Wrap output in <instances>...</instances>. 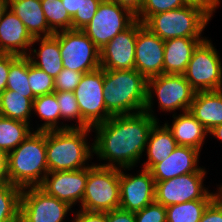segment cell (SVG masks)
<instances>
[{
  "instance_id": "cell-1",
  "label": "cell",
  "mask_w": 222,
  "mask_h": 222,
  "mask_svg": "<svg viewBox=\"0 0 222 222\" xmlns=\"http://www.w3.org/2000/svg\"><path fill=\"white\" fill-rule=\"evenodd\" d=\"M157 122L146 111L132 112L131 114L115 115L105 122L97 124L96 141L92 152L102 159H109L112 163L100 166L131 168L142 156L150 131Z\"/></svg>"
},
{
  "instance_id": "cell-2",
  "label": "cell",
  "mask_w": 222,
  "mask_h": 222,
  "mask_svg": "<svg viewBox=\"0 0 222 222\" xmlns=\"http://www.w3.org/2000/svg\"><path fill=\"white\" fill-rule=\"evenodd\" d=\"M6 178L11 184L27 189L38 187L49 173L46 154V131L31 133L5 156ZM44 171V172H43ZM44 173L40 178L41 173Z\"/></svg>"
},
{
  "instance_id": "cell-3",
  "label": "cell",
  "mask_w": 222,
  "mask_h": 222,
  "mask_svg": "<svg viewBox=\"0 0 222 222\" xmlns=\"http://www.w3.org/2000/svg\"><path fill=\"white\" fill-rule=\"evenodd\" d=\"M103 94L106 110L112 116L144 111L147 79L135 69L104 70Z\"/></svg>"
},
{
  "instance_id": "cell-4",
  "label": "cell",
  "mask_w": 222,
  "mask_h": 222,
  "mask_svg": "<svg viewBox=\"0 0 222 222\" xmlns=\"http://www.w3.org/2000/svg\"><path fill=\"white\" fill-rule=\"evenodd\" d=\"M91 128L46 131L48 172L79 170L91 156L85 136Z\"/></svg>"
},
{
  "instance_id": "cell-5",
  "label": "cell",
  "mask_w": 222,
  "mask_h": 222,
  "mask_svg": "<svg viewBox=\"0 0 222 222\" xmlns=\"http://www.w3.org/2000/svg\"><path fill=\"white\" fill-rule=\"evenodd\" d=\"M210 18L204 10L185 5L151 15L143 25L164 41L175 38H200Z\"/></svg>"
},
{
  "instance_id": "cell-6",
  "label": "cell",
  "mask_w": 222,
  "mask_h": 222,
  "mask_svg": "<svg viewBox=\"0 0 222 222\" xmlns=\"http://www.w3.org/2000/svg\"><path fill=\"white\" fill-rule=\"evenodd\" d=\"M120 169L100 165L88 166V178L82 210L108 212L120 206Z\"/></svg>"
},
{
  "instance_id": "cell-7",
  "label": "cell",
  "mask_w": 222,
  "mask_h": 222,
  "mask_svg": "<svg viewBox=\"0 0 222 222\" xmlns=\"http://www.w3.org/2000/svg\"><path fill=\"white\" fill-rule=\"evenodd\" d=\"M53 36L59 41L63 68L83 74L101 68L100 50L82 30L58 31Z\"/></svg>"
},
{
  "instance_id": "cell-8",
  "label": "cell",
  "mask_w": 222,
  "mask_h": 222,
  "mask_svg": "<svg viewBox=\"0 0 222 222\" xmlns=\"http://www.w3.org/2000/svg\"><path fill=\"white\" fill-rule=\"evenodd\" d=\"M184 76L195 92L222 90L221 61L210 41L194 49Z\"/></svg>"
},
{
  "instance_id": "cell-9",
  "label": "cell",
  "mask_w": 222,
  "mask_h": 222,
  "mask_svg": "<svg viewBox=\"0 0 222 222\" xmlns=\"http://www.w3.org/2000/svg\"><path fill=\"white\" fill-rule=\"evenodd\" d=\"M103 84L104 69L99 68L83 74L75 88L74 94L81 114V128H92L112 117L105 107Z\"/></svg>"
},
{
  "instance_id": "cell-10",
  "label": "cell",
  "mask_w": 222,
  "mask_h": 222,
  "mask_svg": "<svg viewBox=\"0 0 222 222\" xmlns=\"http://www.w3.org/2000/svg\"><path fill=\"white\" fill-rule=\"evenodd\" d=\"M152 87L157 94L162 110L175 111L182 108L184 112L189 111L195 91L184 74H161L147 79V100L144 111L155 118L150 112L153 98Z\"/></svg>"
},
{
  "instance_id": "cell-11",
  "label": "cell",
  "mask_w": 222,
  "mask_h": 222,
  "mask_svg": "<svg viewBox=\"0 0 222 222\" xmlns=\"http://www.w3.org/2000/svg\"><path fill=\"white\" fill-rule=\"evenodd\" d=\"M135 20L136 16L129 9L109 0H102L96 14L82 31L101 50Z\"/></svg>"
},
{
  "instance_id": "cell-12",
  "label": "cell",
  "mask_w": 222,
  "mask_h": 222,
  "mask_svg": "<svg viewBox=\"0 0 222 222\" xmlns=\"http://www.w3.org/2000/svg\"><path fill=\"white\" fill-rule=\"evenodd\" d=\"M204 169L156 182L155 201L168 207L191 200H214L219 194L209 193L202 187Z\"/></svg>"
},
{
  "instance_id": "cell-13",
  "label": "cell",
  "mask_w": 222,
  "mask_h": 222,
  "mask_svg": "<svg viewBox=\"0 0 222 222\" xmlns=\"http://www.w3.org/2000/svg\"><path fill=\"white\" fill-rule=\"evenodd\" d=\"M71 208L38 187L21 191L19 222H63Z\"/></svg>"
},
{
  "instance_id": "cell-14",
  "label": "cell",
  "mask_w": 222,
  "mask_h": 222,
  "mask_svg": "<svg viewBox=\"0 0 222 222\" xmlns=\"http://www.w3.org/2000/svg\"><path fill=\"white\" fill-rule=\"evenodd\" d=\"M138 32L136 19L100 50V64L104 70L135 69V48Z\"/></svg>"
},
{
  "instance_id": "cell-15",
  "label": "cell",
  "mask_w": 222,
  "mask_h": 222,
  "mask_svg": "<svg viewBox=\"0 0 222 222\" xmlns=\"http://www.w3.org/2000/svg\"><path fill=\"white\" fill-rule=\"evenodd\" d=\"M164 40L138 20L135 48V70L146 79L163 74Z\"/></svg>"
},
{
  "instance_id": "cell-16",
  "label": "cell",
  "mask_w": 222,
  "mask_h": 222,
  "mask_svg": "<svg viewBox=\"0 0 222 222\" xmlns=\"http://www.w3.org/2000/svg\"><path fill=\"white\" fill-rule=\"evenodd\" d=\"M120 206L136 212L155 201L156 182L150 170L144 169L137 176L125 175L120 169Z\"/></svg>"
},
{
  "instance_id": "cell-17",
  "label": "cell",
  "mask_w": 222,
  "mask_h": 222,
  "mask_svg": "<svg viewBox=\"0 0 222 222\" xmlns=\"http://www.w3.org/2000/svg\"><path fill=\"white\" fill-rule=\"evenodd\" d=\"M49 175H52L51 179ZM87 178L88 166L79 170L49 172L39 187L72 206L77 200L82 203Z\"/></svg>"
},
{
  "instance_id": "cell-18",
  "label": "cell",
  "mask_w": 222,
  "mask_h": 222,
  "mask_svg": "<svg viewBox=\"0 0 222 222\" xmlns=\"http://www.w3.org/2000/svg\"><path fill=\"white\" fill-rule=\"evenodd\" d=\"M6 12L0 19V54L27 56L26 47L34 43V38L11 10Z\"/></svg>"
},
{
  "instance_id": "cell-19",
  "label": "cell",
  "mask_w": 222,
  "mask_h": 222,
  "mask_svg": "<svg viewBox=\"0 0 222 222\" xmlns=\"http://www.w3.org/2000/svg\"><path fill=\"white\" fill-rule=\"evenodd\" d=\"M199 151L188 146H178L166 160L157 163L150 170L155 182L200 170L197 166Z\"/></svg>"
},
{
  "instance_id": "cell-20",
  "label": "cell",
  "mask_w": 222,
  "mask_h": 222,
  "mask_svg": "<svg viewBox=\"0 0 222 222\" xmlns=\"http://www.w3.org/2000/svg\"><path fill=\"white\" fill-rule=\"evenodd\" d=\"M204 38H175L164 41L163 74H184L194 49Z\"/></svg>"
},
{
  "instance_id": "cell-21",
  "label": "cell",
  "mask_w": 222,
  "mask_h": 222,
  "mask_svg": "<svg viewBox=\"0 0 222 222\" xmlns=\"http://www.w3.org/2000/svg\"><path fill=\"white\" fill-rule=\"evenodd\" d=\"M10 4V5H9ZM23 22L33 38L49 37L54 32L49 28L41 6V0H8V7Z\"/></svg>"
},
{
  "instance_id": "cell-22",
  "label": "cell",
  "mask_w": 222,
  "mask_h": 222,
  "mask_svg": "<svg viewBox=\"0 0 222 222\" xmlns=\"http://www.w3.org/2000/svg\"><path fill=\"white\" fill-rule=\"evenodd\" d=\"M189 111L208 131L222 124V90L195 92Z\"/></svg>"
},
{
  "instance_id": "cell-23",
  "label": "cell",
  "mask_w": 222,
  "mask_h": 222,
  "mask_svg": "<svg viewBox=\"0 0 222 222\" xmlns=\"http://www.w3.org/2000/svg\"><path fill=\"white\" fill-rule=\"evenodd\" d=\"M174 117L171 130L178 146H188L200 150L203 139L209 131L192 115L190 111Z\"/></svg>"
},
{
  "instance_id": "cell-24",
  "label": "cell",
  "mask_w": 222,
  "mask_h": 222,
  "mask_svg": "<svg viewBox=\"0 0 222 222\" xmlns=\"http://www.w3.org/2000/svg\"><path fill=\"white\" fill-rule=\"evenodd\" d=\"M158 122L152 127L147 143L148 161L144 169L151 170L157 163L166 160L169 155L178 147L171 130L167 124L159 127Z\"/></svg>"
},
{
  "instance_id": "cell-25",
  "label": "cell",
  "mask_w": 222,
  "mask_h": 222,
  "mask_svg": "<svg viewBox=\"0 0 222 222\" xmlns=\"http://www.w3.org/2000/svg\"><path fill=\"white\" fill-rule=\"evenodd\" d=\"M40 39L41 46L39 52L37 53L36 49H34L33 52L37 54V57H39L41 61H36L34 58L32 59L30 55L27 56L29 57L31 64L43 70L53 79H55L63 70V61L61 58L59 41L52 35L42 38L35 37L34 42L40 41Z\"/></svg>"
},
{
  "instance_id": "cell-26",
  "label": "cell",
  "mask_w": 222,
  "mask_h": 222,
  "mask_svg": "<svg viewBox=\"0 0 222 222\" xmlns=\"http://www.w3.org/2000/svg\"><path fill=\"white\" fill-rule=\"evenodd\" d=\"M29 123L0 115V152L7 155L30 134Z\"/></svg>"
},
{
  "instance_id": "cell-27",
  "label": "cell",
  "mask_w": 222,
  "mask_h": 222,
  "mask_svg": "<svg viewBox=\"0 0 222 222\" xmlns=\"http://www.w3.org/2000/svg\"><path fill=\"white\" fill-rule=\"evenodd\" d=\"M34 99L26 98V94L6 89L0 94V115L29 123Z\"/></svg>"
},
{
  "instance_id": "cell-28",
  "label": "cell",
  "mask_w": 222,
  "mask_h": 222,
  "mask_svg": "<svg viewBox=\"0 0 222 222\" xmlns=\"http://www.w3.org/2000/svg\"><path fill=\"white\" fill-rule=\"evenodd\" d=\"M32 109H35L37 114L43 120H46L45 123L37 129V131L65 130L73 128L66 125L60 128L56 126L57 120L61 118V116H60V107L54 92L36 97L33 100Z\"/></svg>"
},
{
  "instance_id": "cell-29",
  "label": "cell",
  "mask_w": 222,
  "mask_h": 222,
  "mask_svg": "<svg viewBox=\"0 0 222 222\" xmlns=\"http://www.w3.org/2000/svg\"><path fill=\"white\" fill-rule=\"evenodd\" d=\"M22 189L10 182H0V222H19Z\"/></svg>"
},
{
  "instance_id": "cell-30",
  "label": "cell",
  "mask_w": 222,
  "mask_h": 222,
  "mask_svg": "<svg viewBox=\"0 0 222 222\" xmlns=\"http://www.w3.org/2000/svg\"><path fill=\"white\" fill-rule=\"evenodd\" d=\"M213 200H191L166 207V222H199Z\"/></svg>"
},
{
  "instance_id": "cell-31",
  "label": "cell",
  "mask_w": 222,
  "mask_h": 222,
  "mask_svg": "<svg viewBox=\"0 0 222 222\" xmlns=\"http://www.w3.org/2000/svg\"><path fill=\"white\" fill-rule=\"evenodd\" d=\"M6 89L26 94V98H36L29 86L28 56H18L10 64Z\"/></svg>"
},
{
  "instance_id": "cell-32",
  "label": "cell",
  "mask_w": 222,
  "mask_h": 222,
  "mask_svg": "<svg viewBox=\"0 0 222 222\" xmlns=\"http://www.w3.org/2000/svg\"><path fill=\"white\" fill-rule=\"evenodd\" d=\"M42 10L49 28L54 32L72 29V17L64 8L62 0H41ZM58 26V27H57Z\"/></svg>"
},
{
  "instance_id": "cell-33",
  "label": "cell",
  "mask_w": 222,
  "mask_h": 222,
  "mask_svg": "<svg viewBox=\"0 0 222 222\" xmlns=\"http://www.w3.org/2000/svg\"><path fill=\"white\" fill-rule=\"evenodd\" d=\"M29 86L35 97L54 92V79L43 70L30 63L28 57Z\"/></svg>"
},
{
  "instance_id": "cell-34",
  "label": "cell",
  "mask_w": 222,
  "mask_h": 222,
  "mask_svg": "<svg viewBox=\"0 0 222 222\" xmlns=\"http://www.w3.org/2000/svg\"><path fill=\"white\" fill-rule=\"evenodd\" d=\"M184 6L185 3L183 0H143L141 10L135 16L137 20L144 23L151 15L182 8ZM139 16H141L142 19H140Z\"/></svg>"
},
{
  "instance_id": "cell-35",
  "label": "cell",
  "mask_w": 222,
  "mask_h": 222,
  "mask_svg": "<svg viewBox=\"0 0 222 222\" xmlns=\"http://www.w3.org/2000/svg\"><path fill=\"white\" fill-rule=\"evenodd\" d=\"M57 98V102L60 107V116L61 118L67 119H78L79 124L77 127L81 128V114L77 99L74 92H54Z\"/></svg>"
},
{
  "instance_id": "cell-36",
  "label": "cell",
  "mask_w": 222,
  "mask_h": 222,
  "mask_svg": "<svg viewBox=\"0 0 222 222\" xmlns=\"http://www.w3.org/2000/svg\"><path fill=\"white\" fill-rule=\"evenodd\" d=\"M102 0H80L79 10L72 17V29L82 30L85 28L94 15Z\"/></svg>"
},
{
  "instance_id": "cell-37",
  "label": "cell",
  "mask_w": 222,
  "mask_h": 222,
  "mask_svg": "<svg viewBox=\"0 0 222 222\" xmlns=\"http://www.w3.org/2000/svg\"><path fill=\"white\" fill-rule=\"evenodd\" d=\"M83 73L63 68L54 79V92H74Z\"/></svg>"
},
{
  "instance_id": "cell-38",
  "label": "cell",
  "mask_w": 222,
  "mask_h": 222,
  "mask_svg": "<svg viewBox=\"0 0 222 222\" xmlns=\"http://www.w3.org/2000/svg\"><path fill=\"white\" fill-rule=\"evenodd\" d=\"M134 214L136 222H166V207L156 201Z\"/></svg>"
},
{
  "instance_id": "cell-39",
  "label": "cell",
  "mask_w": 222,
  "mask_h": 222,
  "mask_svg": "<svg viewBox=\"0 0 222 222\" xmlns=\"http://www.w3.org/2000/svg\"><path fill=\"white\" fill-rule=\"evenodd\" d=\"M199 222H222V196L220 194L207 206Z\"/></svg>"
},
{
  "instance_id": "cell-40",
  "label": "cell",
  "mask_w": 222,
  "mask_h": 222,
  "mask_svg": "<svg viewBox=\"0 0 222 222\" xmlns=\"http://www.w3.org/2000/svg\"><path fill=\"white\" fill-rule=\"evenodd\" d=\"M17 57L14 54H0V94L6 90L10 64Z\"/></svg>"
},
{
  "instance_id": "cell-41",
  "label": "cell",
  "mask_w": 222,
  "mask_h": 222,
  "mask_svg": "<svg viewBox=\"0 0 222 222\" xmlns=\"http://www.w3.org/2000/svg\"><path fill=\"white\" fill-rule=\"evenodd\" d=\"M106 216L107 222H136L134 212L121 208L106 212Z\"/></svg>"
},
{
  "instance_id": "cell-42",
  "label": "cell",
  "mask_w": 222,
  "mask_h": 222,
  "mask_svg": "<svg viewBox=\"0 0 222 222\" xmlns=\"http://www.w3.org/2000/svg\"><path fill=\"white\" fill-rule=\"evenodd\" d=\"M76 215L74 222H107L106 212H89L81 209Z\"/></svg>"
},
{
  "instance_id": "cell-43",
  "label": "cell",
  "mask_w": 222,
  "mask_h": 222,
  "mask_svg": "<svg viewBox=\"0 0 222 222\" xmlns=\"http://www.w3.org/2000/svg\"><path fill=\"white\" fill-rule=\"evenodd\" d=\"M220 0H183L185 5H191L204 10L210 17Z\"/></svg>"
},
{
  "instance_id": "cell-44",
  "label": "cell",
  "mask_w": 222,
  "mask_h": 222,
  "mask_svg": "<svg viewBox=\"0 0 222 222\" xmlns=\"http://www.w3.org/2000/svg\"><path fill=\"white\" fill-rule=\"evenodd\" d=\"M120 6L129 9L134 15H136L142 7L143 0H109Z\"/></svg>"
},
{
  "instance_id": "cell-45",
  "label": "cell",
  "mask_w": 222,
  "mask_h": 222,
  "mask_svg": "<svg viewBox=\"0 0 222 222\" xmlns=\"http://www.w3.org/2000/svg\"><path fill=\"white\" fill-rule=\"evenodd\" d=\"M62 3L71 17H73L79 10L80 0H62Z\"/></svg>"
},
{
  "instance_id": "cell-46",
  "label": "cell",
  "mask_w": 222,
  "mask_h": 222,
  "mask_svg": "<svg viewBox=\"0 0 222 222\" xmlns=\"http://www.w3.org/2000/svg\"><path fill=\"white\" fill-rule=\"evenodd\" d=\"M0 182H7L5 155L0 152Z\"/></svg>"
},
{
  "instance_id": "cell-47",
  "label": "cell",
  "mask_w": 222,
  "mask_h": 222,
  "mask_svg": "<svg viewBox=\"0 0 222 222\" xmlns=\"http://www.w3.org/2000/svg\"><path fill=\"white\" fill-rule=\"evenodd\" d=\"M209 133L222 140V124L213 127Z\"/></svg>"
},
{
  "instance_id": "cell-48",
  "label": "cell",
  "mask_w": 222,
  "mask_h": 222,
  "mask_svg": "<svg viewBox=\"0 0 222 222\" xmlns=\"http://www.w3.org/2000/svg\"><path fill=\"white\" fill-rule=\"evenodd\" d=\"M6 10H8V0H0V19Z\"/></svg>"
},
{
  "instance_id": "cell-49",
  "label": "cell",
  "mask_w": 222,
  "mask_h": 222,
  "mask_svg": "<svg viewBox=\"0 0 222 222\" xmlns=\"http://www.w3.org/2000/svg\"><path fill=\"white\" fill-rule=\"evenodd\" d=\"M221 196H222V186H221V188H220V193H219Z\"/></svg>"
}]
</instances>
